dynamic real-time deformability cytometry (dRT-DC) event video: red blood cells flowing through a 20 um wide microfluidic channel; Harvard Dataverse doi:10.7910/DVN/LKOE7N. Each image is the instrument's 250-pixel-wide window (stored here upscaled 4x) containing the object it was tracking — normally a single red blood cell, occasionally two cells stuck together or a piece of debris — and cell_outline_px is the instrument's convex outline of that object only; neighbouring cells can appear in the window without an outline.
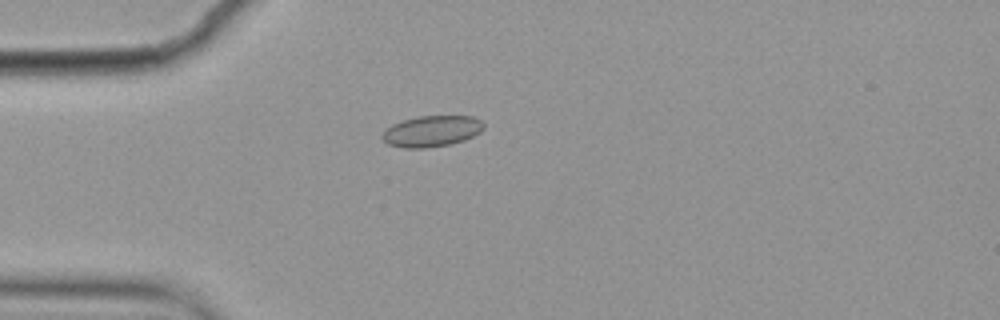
{"species": "common noctule bat (a hibernating species)", "species_latin": "Nyctalus noctula", "temperature_condition": "cold", "stored_images_in_passage": 7, "camera_frame_rate_fps": 3000, "um_per_image_px": 0.085, "animal": {"sex": "female", "body_mass_g": 19.9}, "frame": {"image": 1, "passage_image": 5, "time_ms": 1.333, "image_size_px": [1000, 320], "cell_outline_px": [[484, 128], [480, 132], [464, 140], [452, 144], [424, 148], [404, 148], [388, 144], [380, 140], [380, 136], [384, 128], [392, 124], [404, 120], [420, 116], [472, 116], [480, 120], [484, 124]], "centroid_in_image_um": [36.64, 11.16], "position_along_channel_um": 48.4, "area_um2": 18.55}}
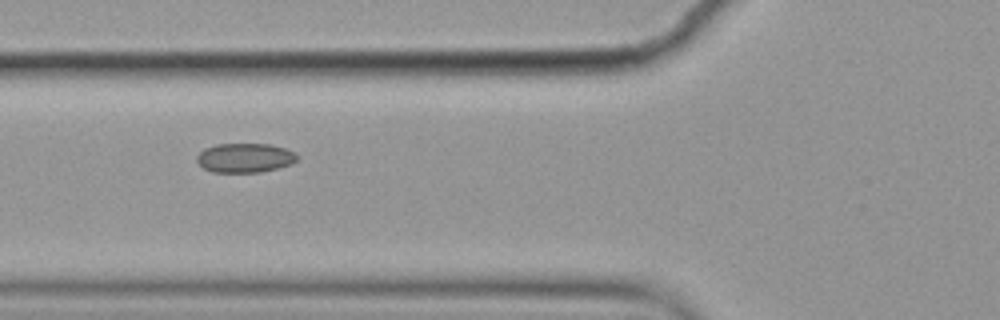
{"frame": {"image": 2, "passage_image": 7, "time_ms": 2.0, "image_size_px": [1000, 320], "cell_outline_px": [[296, 160], [292, 164], [260, 172], [212, 172], [204, 168], [196, 160], [196, 156], [204, 148], [216, 144], [272, 144], [296, 152]], "centroid_in_image_um": [20.8, 13.41], "position_along_channel_um": 105.0, "area_um2": 17.11}}